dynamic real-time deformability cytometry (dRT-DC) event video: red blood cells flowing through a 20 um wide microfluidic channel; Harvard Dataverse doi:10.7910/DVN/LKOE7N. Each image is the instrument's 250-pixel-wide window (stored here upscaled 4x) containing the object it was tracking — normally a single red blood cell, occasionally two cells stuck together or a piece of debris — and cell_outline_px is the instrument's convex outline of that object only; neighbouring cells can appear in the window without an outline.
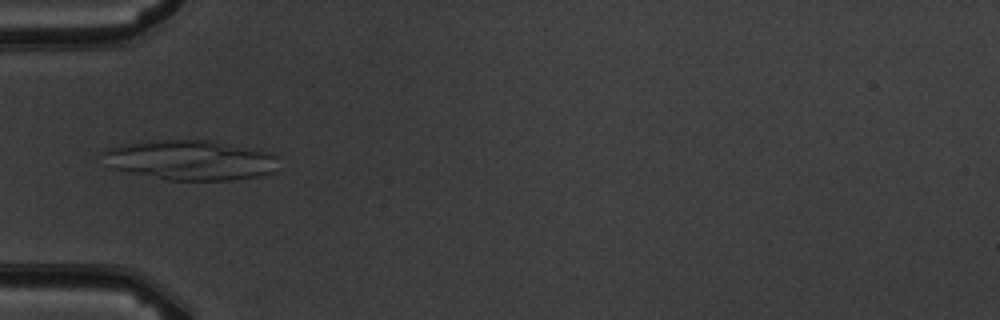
{"species": "common noctule bat (a hibernating species)", "species_latin": "Nyctalus noctula", "temperature_condition": "warm", "stored_images_in_passage": 2, "camera_frame_rate_fps": 3000, "um_per_image_px": 0.085, "animal": {"sex": "male", "body_mass_g": 19.5, "forearm_length_mm": 54.6}, "frame": {"image": 1, "passage_image": 2, "time_ms": 1.333, "image_size_px": [1000, 320], "cell_outline_px": [[276, 172], [260, 176], [228, 180], [168, 180], [112, 168], [104, 152], [108, 148], [120, 144], [148, 140], [212, 140], [272, 152], [276, 156]], "centroid_in_image_um": [16.26, 13.59], "position_along_channel_um": 68.7, "area_um2": 40.75}}